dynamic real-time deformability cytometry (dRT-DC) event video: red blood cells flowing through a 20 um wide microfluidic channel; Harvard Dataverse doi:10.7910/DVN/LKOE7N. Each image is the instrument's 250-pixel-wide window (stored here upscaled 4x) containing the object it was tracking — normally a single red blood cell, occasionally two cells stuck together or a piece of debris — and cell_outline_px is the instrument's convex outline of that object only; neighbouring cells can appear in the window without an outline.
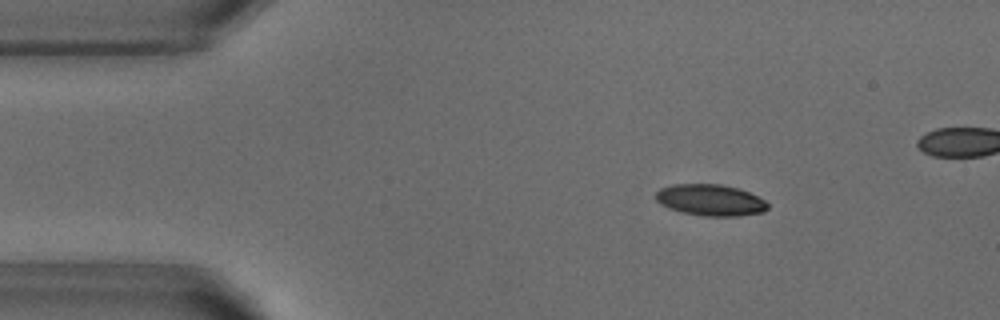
{"species": "common noctule bat (a hibernating species)", "species_latin": "Nyctalus noctula", "temperature_condition": "warm", "stored_images_in_passage": 47, "camera_frame_rate_fps": 3000, "um_per_image_px": 0.085, "animal": {"sex": "male", "body_mass_g": 18.8}, "frame": {"image": 1, "passage_image": 7, "time_ms": 2.0, "image_size_px": [1000, 320], "cell_outline_px": [[768, 208], [764, 212], [736, 216], [704, 216], [684, 212], [668, 208], [660, 204], [656, 200], [656, 192], [660, 188], [672, 184], [720, 184], [740, 188], [764, 200], [768, 204]], "centroid_in_image_um": [60.37, 17.0], "position_along_channel_um": 24.6, "area_um2": 20.46}}
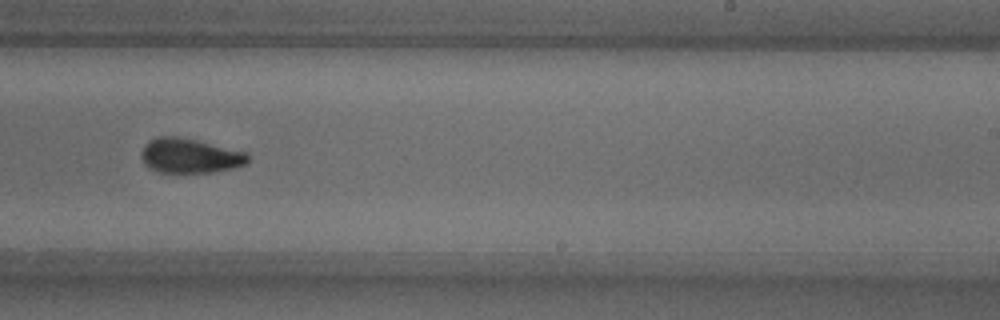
{"frame": {"image": 2, "passage_image": 31, "time_ms": 10.0, "image_size_px": [1000, 320], "cell_outline_px": [[248, 164], [232, 168], [212, 172], [160, 172], [148, 168], [144, 164], [140, 156], [140, 152], [144, 144], [148, 140], [160, 136], [176, 136], [196, 140], [244, 152], [248, 156]], "centroid_in_image_um": [16.07, 13.24], "position_along_channel_um": 272.9, "area_um2": 21.44}}
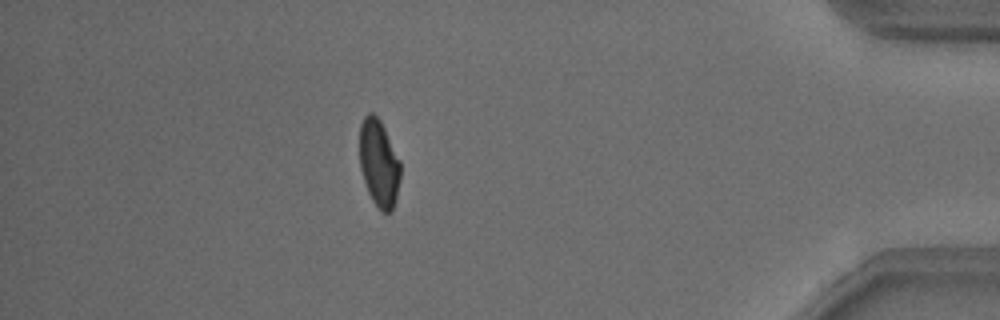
{"frame": {"image": 3, "passage_image": 45, "time_ms": 14.667, "image_size_px": [1000, 320], "cell_outline_px": [[400, 180], [392, 212], [384, 212], [372, 200], [368, 192], [360, 168], [360, 124], [364, 116], [368, 112], [372, 112], [380, 120], [400, 160]], "centroid_in_image_um": [32.2, 13.85], "position_along_channel_um": 403.0, "area_um2": 20.58}, "authors_computed_cell_mechanics": {"area_um2": 21.4438, "velocity_mm_per_s": 3.8285, "shape_relaxation_time_tau1_ms": 3.5564, "shape_relaxation_time_tau2_ms": 1.8227, "deformation_change_tau1": 0.1447, "deformation_change_tau2": 0.0717}}